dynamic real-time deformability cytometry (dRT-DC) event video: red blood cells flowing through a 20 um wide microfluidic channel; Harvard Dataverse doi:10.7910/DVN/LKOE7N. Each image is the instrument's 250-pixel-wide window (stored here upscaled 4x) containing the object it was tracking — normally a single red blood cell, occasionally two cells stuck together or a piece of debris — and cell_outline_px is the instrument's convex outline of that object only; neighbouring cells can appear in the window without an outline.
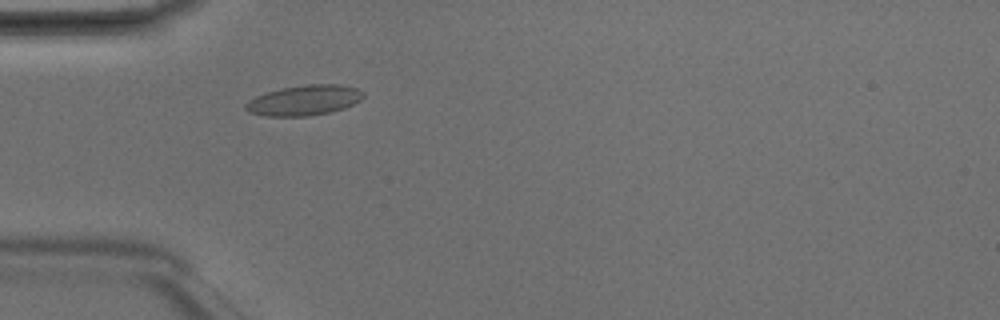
{"species": "Egyptian fruit bat (a non-hibernating species)", "species_latin": "Rousettus aegyptiacus", "temperature_condition": "room temperature", "stored_images_in_passage": 4, "camera_frame_rate_fps": 3000, "um_per_image_px": 0.085, "animal": {"sex": "male"}, "frame": {"image": 1, "passage_image": 4, "time_ms": 1.0, "image_size_px": [1000, 320], "cell_outline_px": [[364, 96], [360, 100], [344, 108], [328, 112], [308, 116], [264, 116], [248, 112], [244, 108], [244, 104], [248, 100], [256, 96], [280, 88], [308, 84], [336, 84], [356, 88], [364, 92]], "centroid_in_image_um": [25.82, 8.52], "position_along_channel_um": 59.2, "area_um2": 20.69}}